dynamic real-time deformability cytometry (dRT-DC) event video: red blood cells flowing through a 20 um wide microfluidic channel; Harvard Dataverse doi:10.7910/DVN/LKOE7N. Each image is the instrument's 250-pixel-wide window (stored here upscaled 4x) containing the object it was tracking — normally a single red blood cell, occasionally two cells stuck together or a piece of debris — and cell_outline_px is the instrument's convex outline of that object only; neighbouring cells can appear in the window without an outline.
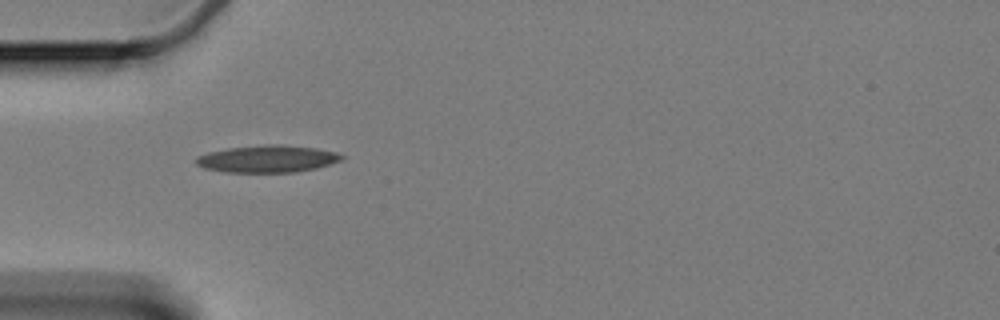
{"species": "Egyptian fruit bat (a non-hibernating species)", "species_latin": "Rousettus aegyptiacus", "temperature_condition": "cold", "stored_images_in_passage": 39, "camera_frame_rate_fps": 3000, "um_per_image_px": 0.085, "animal": {"sex": "female"}, "frame": {"image": 1, "passage_image": 1, "time_ms": 0.0, "image_size_px": [1000, 320], "cell_outline_px": [[344, 160], [316, 168], [296, 172], [224, 172], [204, 168], [196, 164], [196, 156], [208, 152], [228, 148], [268, 144], [280, 144], [316, 148], [336, 152], [344, 156]], "centroid_in_image_um": [22.74, 13.5], "position_along_channel_um": 62.3, "area_um2": 23.12}}
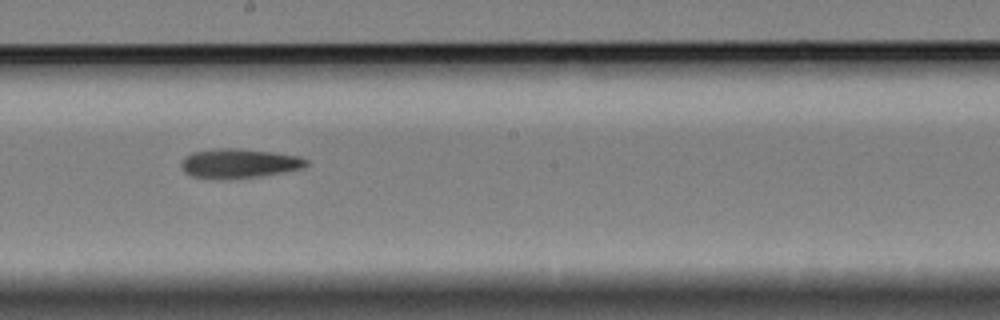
{"frame": {"image": 2, "passage_image": 16, "time_ms": 5.0, "image_size_px": [1000, 320], "cell_outline_px": [[308, 164], [304, 168], [284, 172], [260, 176], [192, 176], [184, 172], [180, 164], [180, 160], [184, 156], [192, 152], [216, 148], [236, 148], [272, 152], [300, 156], [308, 160]], "centroid_in_image_um": [20.35, 13.83], "position_along_channel_um": 227.9, "area_um2": 20.75}}
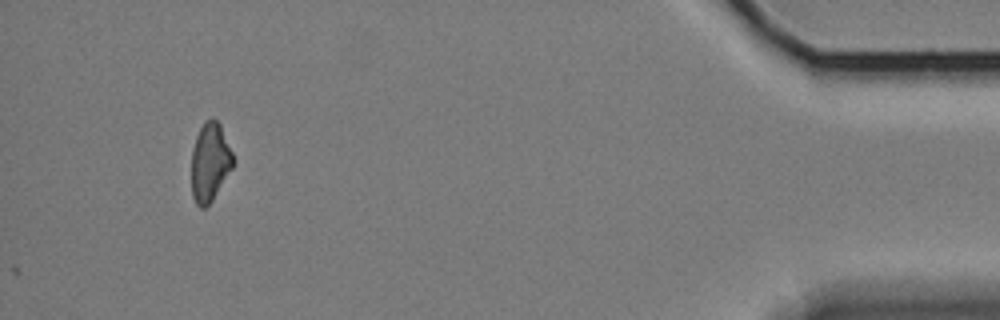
{"frame": {"image": 3, "passage_image": 39, "time_ms": 12.667, "image_size_px": [1000, 320], "cell_outline_px": [[236, 164], [212, 200], [204, 208], [200, 208], [196, 204], [192, 196], [192, 148], [196, 136], [204, 120], [216, 120], [220, 124], [236, 160]], "centroid_in_image_um": [17.87, 13.8], "position_along_channel_um": 417.3, "area_um2": 19.25}}